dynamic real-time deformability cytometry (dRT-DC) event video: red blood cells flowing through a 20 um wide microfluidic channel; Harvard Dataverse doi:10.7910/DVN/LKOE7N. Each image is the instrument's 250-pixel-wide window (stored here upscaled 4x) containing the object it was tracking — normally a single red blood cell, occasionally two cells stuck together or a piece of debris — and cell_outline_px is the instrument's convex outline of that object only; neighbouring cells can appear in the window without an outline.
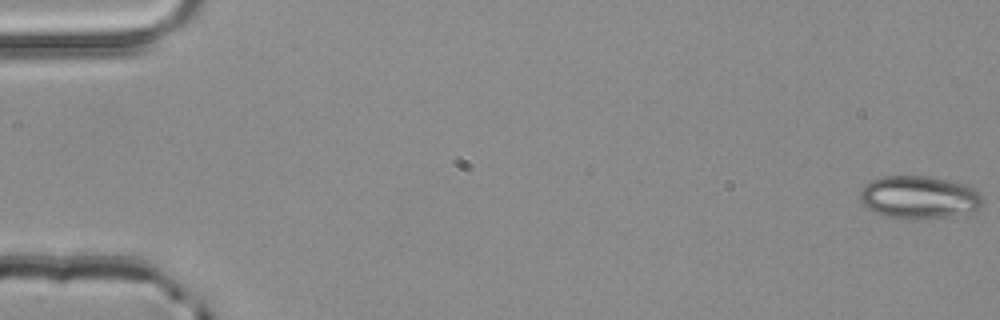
{"species": "common noctule bat (a hibernating species)", "species_latin": "Nyctalus noctula", "temperature_condition": "room temperature", "stored_images_in_passage": 4, "camera_frame_rate_fps": 3000, "um_per_image_px": 0.085, "animal": {"sex": "male", "body_mass_g": 20.4}, "frame": {"image": 1, "passage_image": 1, "time_ms": 0.0, "image_size_px": [1000, 320], "cell_outline_px": [[984, 204], [980, 208], [972, 212], [944, 216], [888, 216], [876, 212], [868, 208], [860, 200], [860, 192], [864, 184], [872, 180], [884, 176], [928, 176], [964, 184], [980, 192], [984, 196]], "centroid_in_image_um": [78.16, 16.72], "position_along_channel_um": 6.8, "area_um2": 29.77}}